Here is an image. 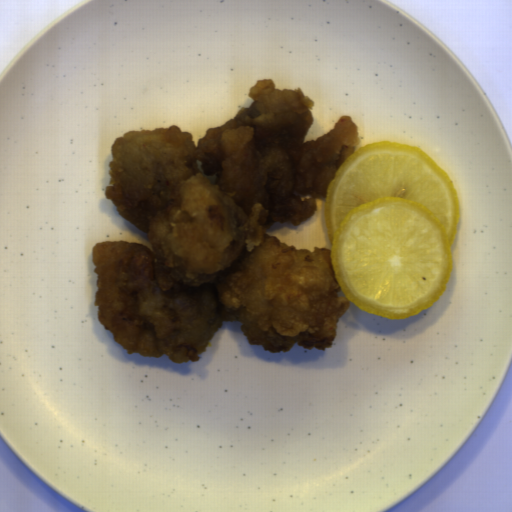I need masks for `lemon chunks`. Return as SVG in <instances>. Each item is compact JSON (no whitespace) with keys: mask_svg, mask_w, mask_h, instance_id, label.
<instances>
[{"mask_svg":"<svg viewBox=\"0 0 512 512\" xmlns=\"http://www.w3.org/2000/svg\"><path fill=\"white\" fill-rule=\"evenodd\" d=\"M324 213L333 276L355 307L404 319L442 297L460 201L420 147L384 140L357 149L328 184Z\"/></svg>","mask_w":512,"mask_h":512,"instance_id":"1","label":"lemon chunks"}]
</instances>
